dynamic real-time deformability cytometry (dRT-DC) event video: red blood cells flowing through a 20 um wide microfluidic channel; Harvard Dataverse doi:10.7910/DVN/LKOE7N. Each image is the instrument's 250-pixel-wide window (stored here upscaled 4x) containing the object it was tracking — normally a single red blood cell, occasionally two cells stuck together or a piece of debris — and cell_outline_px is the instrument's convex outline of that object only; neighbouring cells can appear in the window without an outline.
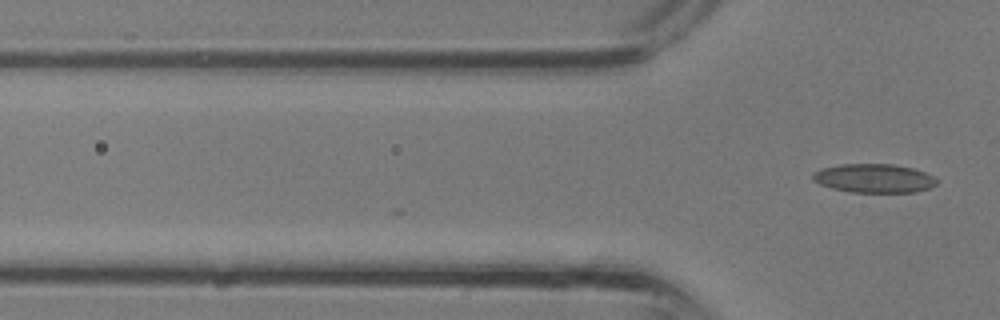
{"species": "common noctule bat (a hibernating species)", "species_latin": "Nyctalus noctula", "temperature_condition": "room temperature", "stored_images_in_passage": 2, "camera_frame_rate_fps": 3000, "um_per_image_px": 0.085, "animal": {"sex": "male", "body_mass_g": 13.3}, "frame": {"image": 1, "passage_image": 2, "time_ms": 0.333, "image_size_px": [1000, 320], "cell_outline_px": [[940, 180], [936, 184], [928, 188], [916, 192], [852, 192], [832, 188], [820, 184], [812, 180], [812, 172], [824, 168], [840, 164], [892, 164], [912, 168], [936, 176]], "centroid_in_image_um": [74.32, 15.15], "position_along_channel_um": 51.5, "area_um2": 20.87}}